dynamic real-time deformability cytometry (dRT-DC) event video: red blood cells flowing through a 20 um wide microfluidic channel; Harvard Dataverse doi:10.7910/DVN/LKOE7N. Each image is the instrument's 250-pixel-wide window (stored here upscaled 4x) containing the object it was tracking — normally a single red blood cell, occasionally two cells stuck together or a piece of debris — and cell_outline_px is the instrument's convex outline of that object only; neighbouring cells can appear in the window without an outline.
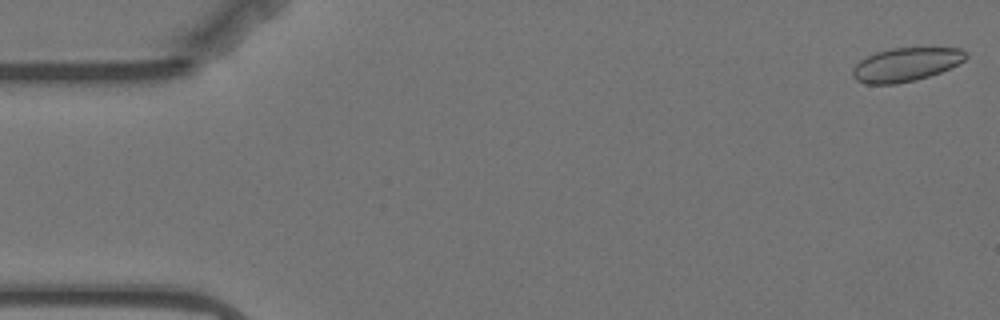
{"species": "Egyptian fruit bat (a non-hibernating species)", "species_latin": "Rousettus aegyptiacus", "temperature_condition": "warm", "stored_images_in_passage": 57, "camera_frame_rate_fps": 3000, "um_per_image_px": 0.085, "animal": {"sex": "female"}, "frame": {"image": 1, "passage_image": 1, "time_ms": 0.0, "image_size_px": [1000, 320], "cell_outline_px": [[968, 56], [964, 60], [940, 72], [916, 80], [896, 84], [864, 84], [856, 80], [852, 76], [852, 68], [860, 60], [876, 52], [892, 48], [960, 48], [968, 52]], "centroid_in_image_um": [76.97, 5.49], "position_along_channel_um": 8.0, "area_um2": 22.14}}
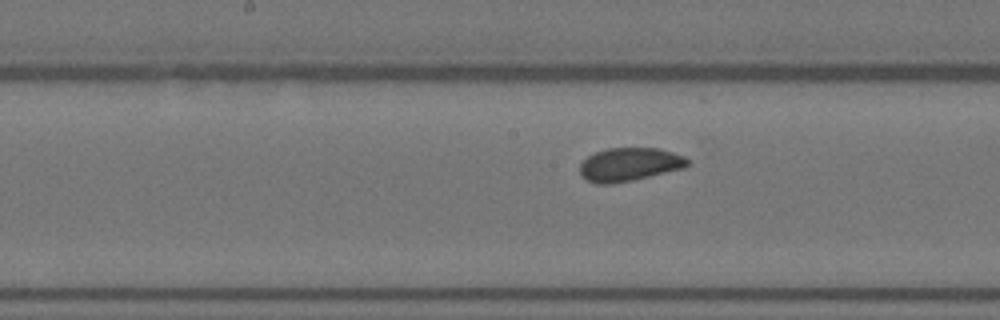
{"frame": {"image": 2, "passage_image": 28, "time_ms": 9.0, "image_size_px": [1000, 320], "cell_outline_px": [[688, 164], [684, 168], [632, 180], [608, 184], [596, 184], [584, 180], [580, 176], [580, 164], [588, 156], [596, 152], [608, 148], [656, 148], [672, 152], [684, 156], [688, 160]], "centroid_in_image_um": [53.46, 13.98], "position_along_channel_um": 194.7, "area_um2": 20.87}}
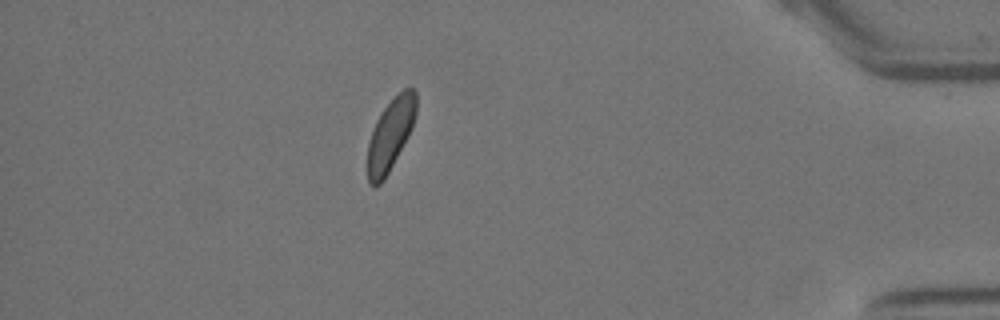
{"frame": {"image": 3, "passage_image": 50, "time_ms": 16.333, "image_size_px": [1000, 320], "cell_outline_px": [[416, 112], [412, 128], [408, 136], [384, 180], [376, 188], [368, 184], [368, 144], [376, 120], [384, 108], [404, 88], [412, 88], [416, 92]], "centroid_in_image_um": [33.18, 11.47], "position_along_channel_um": 402.0, "area_um2": 20.0}, "authors_computed_cell_mechanics": {"area_um2": 21.097, "velocity_mm_per_s": 3.4923, "shape_relaxation_time_tau1_ms": 3.7944, "shape_relaxation_time_tau2_ms": null, "deformation_change_tau1": 0.0502, "deformation_change_tau2": null}}